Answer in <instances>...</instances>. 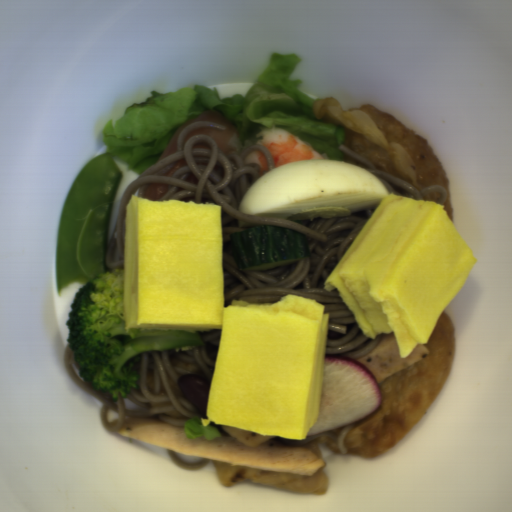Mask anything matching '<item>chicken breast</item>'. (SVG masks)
Segmentation results:
<instances>
[{
	"mask_svg": "<svg viewBox=\"0 0 512 512\" xmlns=\"http://www.w3.org/2000/svg\"><path fill=\"white\" fill-rule=\"evenodd\" d=\"M221 437L208 441L205 437L187 438L184 424L164 422L158 413L148 417H126L117 433L174 450L201 460H216L256 469L312 476L323 470L322 450L313 440L298 444L297 440L276 437L256 447H248L229 433L223 425L211 423Z\"/></svg>",
	"mask_w": 512,
	"mask_h": 512,
	"instance_id": "chicken-breast-1",
	"label": "chicken breast"
},
{
	"mask_svg": "<svg viewBox=\"0 0 512 512\" xmlns=\"http://www.w3.org/2000/svg\"><path fill=\"white\" fill-rule=\"evenodd\" d=\"M428 352L425 344L418 345L408 356L400 357L398 341L393 332L382 334L379 343L370 354L353 360L368 368L380 385L428 355Z\"/></svg>",
	"mask_w": 512,
	"mask_h": 512,
	"instance_id": "chicken-breast-2",
	"label": "chicken breast"
}]
</instances>
